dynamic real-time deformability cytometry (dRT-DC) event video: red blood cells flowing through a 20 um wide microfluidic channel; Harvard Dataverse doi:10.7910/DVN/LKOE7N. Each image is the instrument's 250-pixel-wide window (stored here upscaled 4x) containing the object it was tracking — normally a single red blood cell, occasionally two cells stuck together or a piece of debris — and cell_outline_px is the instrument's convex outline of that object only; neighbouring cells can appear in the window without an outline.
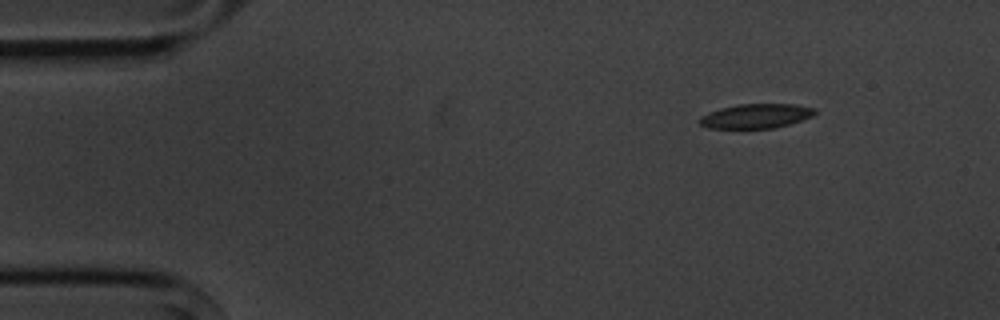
{"species": "common noctule bat (a hibernating species)", "species_latin": "Nyctalus noctula", "temperature_condition": "cold", "stored_images_in_passage": 2, "camera_frame_rate_fps": 3000, "um_per_image_px": 0.085, "animal": {"sex": "male", "body_mass_g": 20.1, "forearm_length_mm": 53.5}, "frame": {"image": 1, "passage_image": 2, "time_ms": 1.333, "image_size_px": [1000, 320], "cell_outline_px": [[816, 112], [812, 116], [788, 124], [772, 128], [708, 128], [700, 124], [696, 120], [700, 116], [708, 112], [720, 108], [740, 104], [792, 104], [816, 108]], "centroid_in_image_um": [64.2, 9.86], "position_along_channel_um": 20.8, "area_um2": 16.36}}